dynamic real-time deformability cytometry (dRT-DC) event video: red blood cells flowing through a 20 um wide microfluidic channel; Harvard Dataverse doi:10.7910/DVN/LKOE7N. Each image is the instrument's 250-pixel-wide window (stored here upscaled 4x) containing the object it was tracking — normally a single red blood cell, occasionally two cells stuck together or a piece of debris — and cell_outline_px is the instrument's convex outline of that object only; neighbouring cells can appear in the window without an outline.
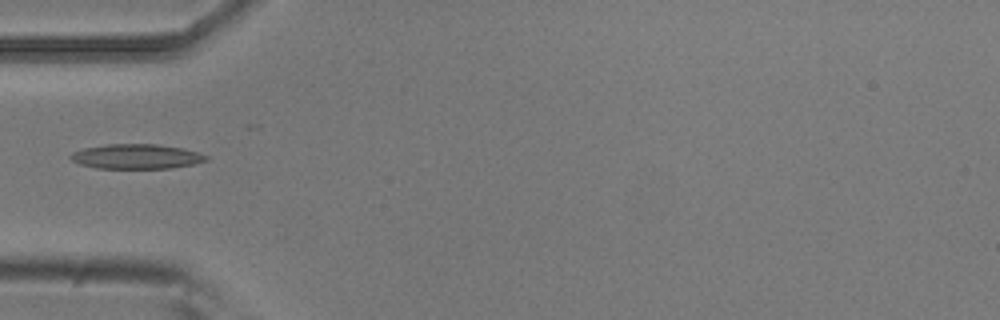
{"species": "common noctule bat (a hibernating species)", "species_latin": "Nyctalus noctula", "temperature_condition": "room temperature", "stored_images_in_passage": 2, "camera_frame_rate_fps": 3000, "um_per_image_px": 0.085, "animal": {"sex": "male", "body_mass_g": 20.5, "forearm_length_mm": 52.5}, "frame": {"image": 1, "passage_image": 1, "time_ms": 0.0, "image_size_px": [1000, 320], "cell_outline_px": [[208, 160], [192, 164], [172, 168], [96, 168], [80, 164], [72, 160], [68, 156], [72, 152], [84, 148], [108, 144], [160, 144], [184, 148], [208, 156]], "centroid_in_image_um": [11.59, 13.29], "position_along_channel_um": 73.4, "area_um2": 19.54}}